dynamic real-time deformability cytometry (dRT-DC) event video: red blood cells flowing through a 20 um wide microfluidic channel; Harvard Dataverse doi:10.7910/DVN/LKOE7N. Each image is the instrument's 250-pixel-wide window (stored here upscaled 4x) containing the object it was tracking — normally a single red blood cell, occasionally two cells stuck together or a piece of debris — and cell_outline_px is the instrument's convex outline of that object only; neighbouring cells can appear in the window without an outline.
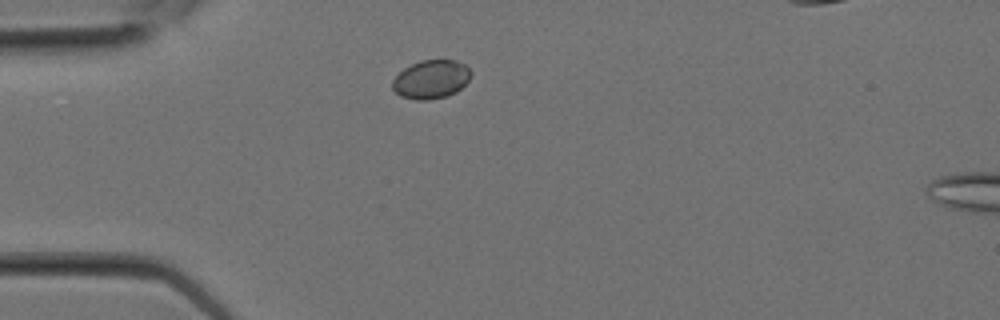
{"species": "Egyptian fruit bat (a non-hibernating species)", "species_latin": "Rousettus aegyptiacus", "temperature_condition": "room temperature", "stored_images_in_passage": 2, "camera_frame_rate_fps": 3000, "um_per_image_px": 0.085, "animal": {"sex": "female"}, "frame": {"image": 1, "passage_image": 1, "time_ms": 0.0, "image_size_px": [1000, 320], "cell_outline_px": [[472, 72], [468, 80], [456, 92], [444, 96], [428, 100], [416, 100], [400, 96], [392, 88], [392, 80], [404, 68], [420, 60], [456, 60], [464, 64]], "centroid_in_image_um": [36.62, 6.74], "position_along_channel_um": 48.4, "area_um2": 17.51}}